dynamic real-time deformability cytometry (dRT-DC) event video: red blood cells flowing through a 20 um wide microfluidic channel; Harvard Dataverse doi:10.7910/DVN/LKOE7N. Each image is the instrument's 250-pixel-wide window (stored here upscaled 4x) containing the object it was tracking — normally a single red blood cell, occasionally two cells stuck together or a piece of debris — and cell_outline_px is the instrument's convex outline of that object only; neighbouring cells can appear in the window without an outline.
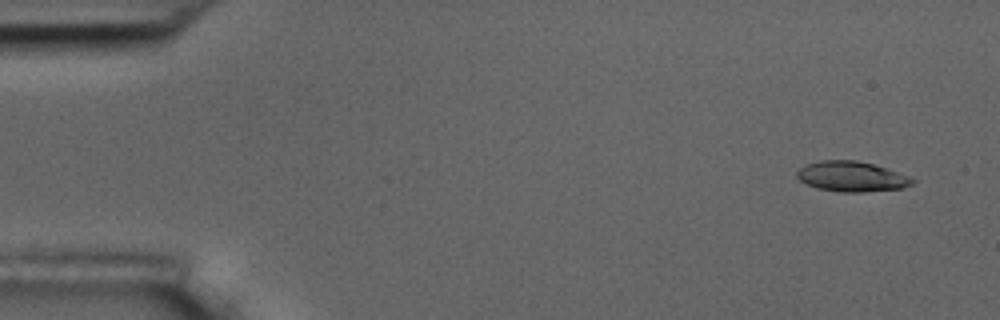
{"species": "common noctule bat (a hibernating species)", "species_latin": "Nyctalus noctula", "temperature_condition": "room temperature", "stored_images_in_passage": 5, "camera_frame_rate_fps": 3000, "um_per_image_px": 0.085, "animal": {"sex": "male", "body_mass_g": 17.5, "forearm_length_mm": 52.3}, "frame": {"image": 1, "passage_image": 1, "time_ms": 0.0, "image_size_px": [1000, 320], "cell_outline_px": [[916, 180], [912, 184], [904, 188], [864, 192], [840, 192], [816, 188], [800, 180], [796, 176], [796, 172], [804, 164], [820, 160], [856, 160], [872, 164], [908, 176]], "centroid_in_image_um": [72.36, 15.01], "position_along_channel_um": 12.6, "area_um2": 20.29}}
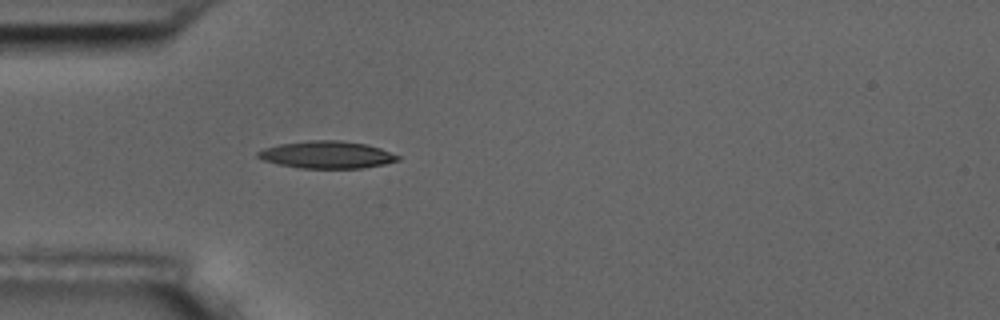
{"frame": {"image": 2, "passage_image": 5, "time_ms": 4.333, "image_size_px": [1000, 320], "cell_outline_px": [[400, 160], [384, 164], [364, 168], [300, 168], [280, 164], [264, 160], [256, 156], [256, 152], [264, 148], [280, 144], [312, 140], [340, 140], [364, 144], [380, 148], [400, 156]], "centroid_in_image_um": [27.79, 13.15], "position_along_channel_um": 57.2, "area_um2": 22.08}}